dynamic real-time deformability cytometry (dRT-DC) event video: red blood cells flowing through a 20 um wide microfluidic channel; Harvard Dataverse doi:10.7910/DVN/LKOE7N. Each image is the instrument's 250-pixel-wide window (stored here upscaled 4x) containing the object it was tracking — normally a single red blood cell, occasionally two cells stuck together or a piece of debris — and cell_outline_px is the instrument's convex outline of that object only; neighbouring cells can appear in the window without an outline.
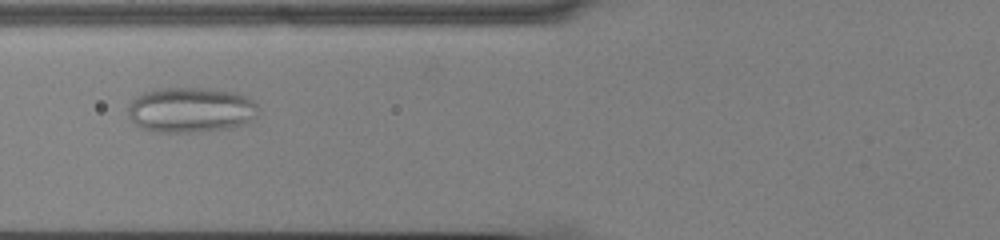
{"species": "common noctule bat (a hibernating species)", "species_latin": "Nyctalus noctula", "temperature_condition": "cold", "stored_images_in_passage": 46, "camera_frame_rate_fps": 3000, "um_per_image_px": 0.085, "animal": {"sex": "male", "body_mass_g": 13.0, "forearm_length_mm": 53.1}, "frame": {"image": 1, "passage_image": 13, "time_ms": 4.0, "image_size_px": [1000, 240], "cell_outline_px": [[260, 108], [256, 116], [252, 120], [228, 128], [192, 132], [156, 132], [140, 128], [128, 116], [128, 108], [132, 100], [144, 92], [156, 88], [208, 88], [236, 92], [252, 100]], "centroid_in_image_um": [16.2, 9.33], "position_along_channel_um": 109.6, "area_um2": 34.39}}
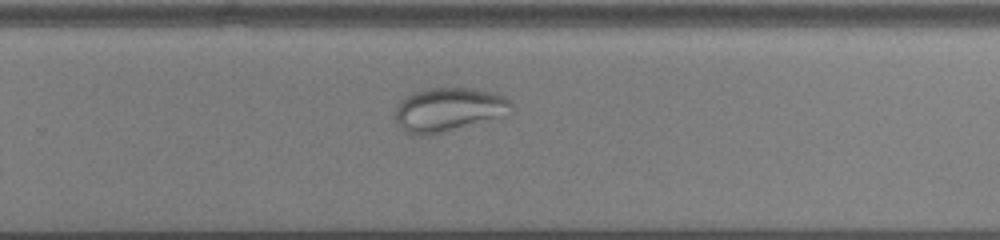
{"frame": {"image": 2, "passage_image": 28, "time_ms": 9.0, "image_size_px": [1000, 240], "cell_outline_px": [[512, 112], [500, 120], [444, 132], [424, 136], [416, 136], [400, 128], [396, 124], [396, 104], [400, 100], [412, 92], [424, 88], [472, 88], [492, 92], [504, 96], [512, 104]], "centroid_in_image_um": [38.17, 9.34], "position_along_channel_um": 291.6, "area_um2": 30.63}}
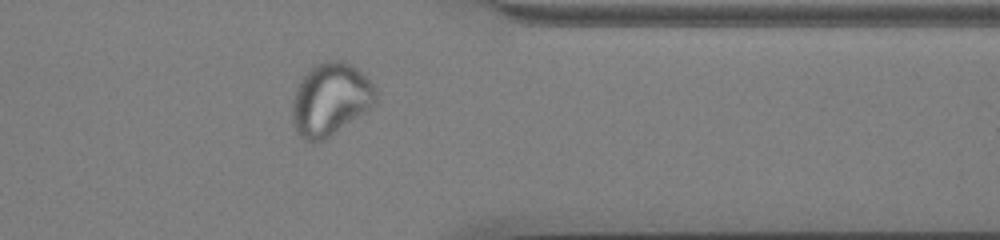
{"frame": {"image": 3, "passage_image": 36, "time_ms": 11.667, "image_size_px": [1000, 240], "cell_outline_px": [[376, 104], [372, 108], [328, 136], [312, 144], [304, 140], [300, 136], [292, 120], [292, 104], [296, 88], [300, 80], [312, 64], [324, 60], [344, 60], [352, 64], [376, 88]], "centroid_in_image_um": [28.07, 8.41], "position_along_channel_um": 383.3, "area_um2": 35.37}}